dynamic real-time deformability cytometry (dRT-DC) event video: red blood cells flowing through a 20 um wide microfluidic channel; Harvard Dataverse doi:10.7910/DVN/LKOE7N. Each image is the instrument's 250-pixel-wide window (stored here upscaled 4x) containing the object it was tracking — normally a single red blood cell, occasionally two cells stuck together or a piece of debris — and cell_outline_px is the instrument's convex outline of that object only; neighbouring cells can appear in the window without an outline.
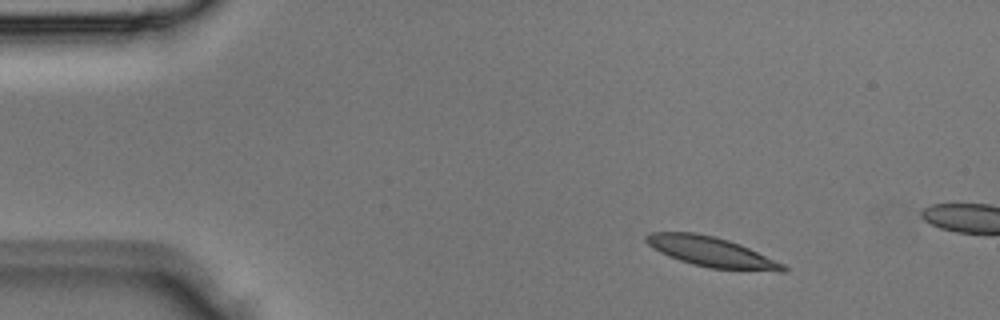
{"species": "Egyptian fruit bat (a non-hibernating species)", "species_latin": "Rousettus aegyptiacus", "temperature_condition": "room temperature", "stored_images_in_passage": 3, "camera_frame_rate_fps": 3000, "um_per_image_px": 0.085, "animal": {"sex": "male"}, "frame": {"image": 1, "passage_image": 1, "time_ms": 0.0, "image_size_px": [1000, 320], "cell_outline_px": [[788, 272], [780, 272], [712, 268], [692, 264], [668, 256], [652, 248], [644, 240], [644, 236], [648, 232], [696, 232], [716, 236], [740, 244], [784, 264], [788, 268]], "centroid_in_image_um": [60.46, 21.4], "position_along_channel_um": 24.5, "area_um2": 24.04}}